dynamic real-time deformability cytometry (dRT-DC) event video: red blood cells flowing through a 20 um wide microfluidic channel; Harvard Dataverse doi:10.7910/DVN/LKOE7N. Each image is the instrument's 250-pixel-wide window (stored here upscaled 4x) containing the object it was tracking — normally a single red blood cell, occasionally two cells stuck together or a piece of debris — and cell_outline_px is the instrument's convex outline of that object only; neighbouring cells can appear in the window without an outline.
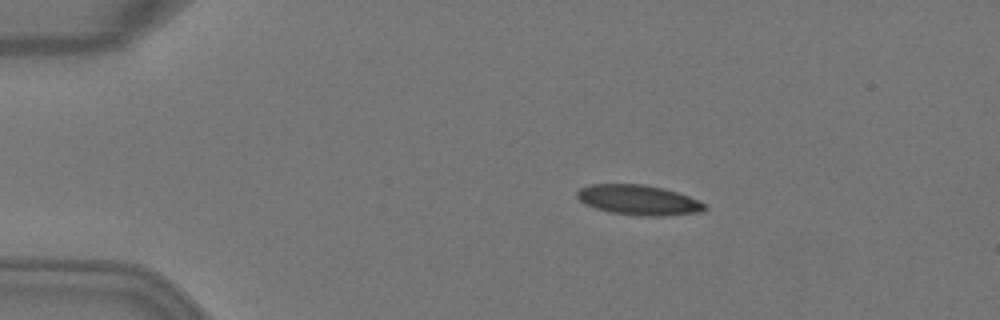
{"species": "Egyptian fruit bat (a non-hibernating species)", "species_latin": "Rousettus aegyptiacus", "temperature_condition": "warm", "stored_images_in_passage": 6, "camera_frame_rate_fps": 3000, "um_per_image_px": 0.085, "animal": {"sex": "female"}, "frame": {"image": 1, "passage_image": 3, "time_ms": 0.667, "image_size_px": [1000, 320], "cell_outline_px": [[708, 208], [704, 212], [664, 216], [640, 216], [608, 212], [584, 204], [576, 196], [576, 192], [580, 188], [592, 184], [644, 184], [664, 188], [688, 196], [708, 204]], "centroid_in_image_um": [54.31, 17.01], "position_along_channel_um": 30.7, "area_um2": 22.66}}
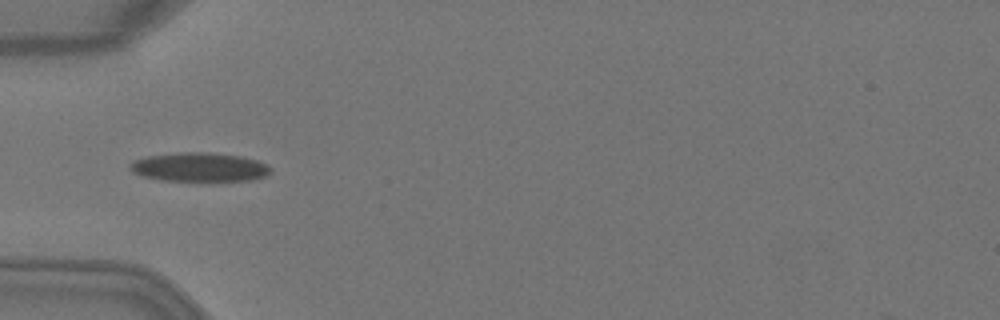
{"frame": {"image": 2, "passage_image": 5, "time_ms": 1.333, "image_size_px": [1000, 320], "cell_outline_px": [[272, 172], [268, 176], [252, 180], [160, 180], [140, 176], [132, 172], [128, 168], [128, 164], [132, 160], [148, 156], [176, 152], [208, 152], [240, 156], [256, 160], [268, 164], [272, 168]], "centroid_in_image_um": [16.93, 14.2], "position_along_channel_um": 68.1, "area_um2": 23.99}}